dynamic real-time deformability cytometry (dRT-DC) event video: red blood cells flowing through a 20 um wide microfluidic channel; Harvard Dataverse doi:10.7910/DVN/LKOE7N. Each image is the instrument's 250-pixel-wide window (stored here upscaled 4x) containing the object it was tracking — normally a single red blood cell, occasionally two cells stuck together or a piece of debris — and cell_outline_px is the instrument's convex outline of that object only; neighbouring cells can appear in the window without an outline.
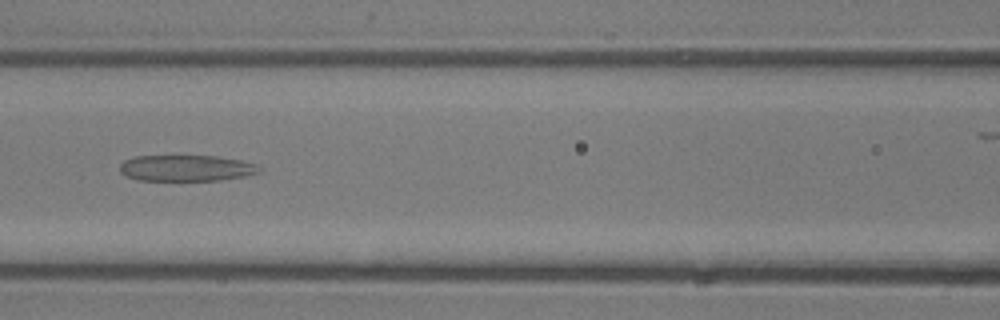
{"species": "common noctule bat (a hibernating species)", "species_latin": "Nyctalus noctula", "temperature_condition": "room temperature", "stored_images_in_passage": 38, "camera_frame_rate_fps": 3000, "um_per_image_px": 0.085, "animal": {"sex": "male", "body_mass_g": 13.3}, "frame": {"image": 1, "passage_image": 11, "time_ms": 3.333, "image_size_px": [1000, 320], "cell_outline_px": [[260, 172], [244, 176], [216, 180], [136, 180], [120, 172], [120, 164], [124, 160], [136, 156], [216, 156], [240, 160], [256, 164], [260, 168]], "centroid_in_image_um": [15.81, 14.28], "position_along_channel_um": 150.8, "area_um2": 21.04}}
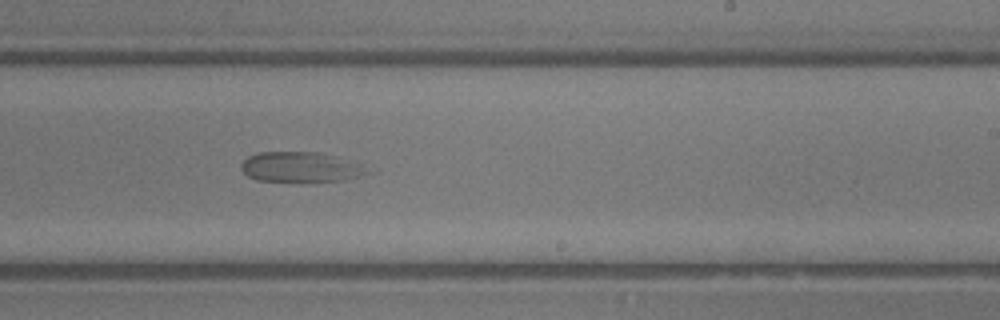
{"frame": {"image": 2, "passage_image": 19, "time_ms": 6.0, "image_size_px": [1000, 320], "cell_outline_px": [[372, 172], [344, 180], [308, 184], [256, 180], [248, 176], [240, 168], [240, 164], [248, 156], [260, 152], [316, 152], [332, 156]], "centroid_in_image_um": [25.41, 14.26], "position_along_channel_um": 263.6, "area_um2": 22.25}}
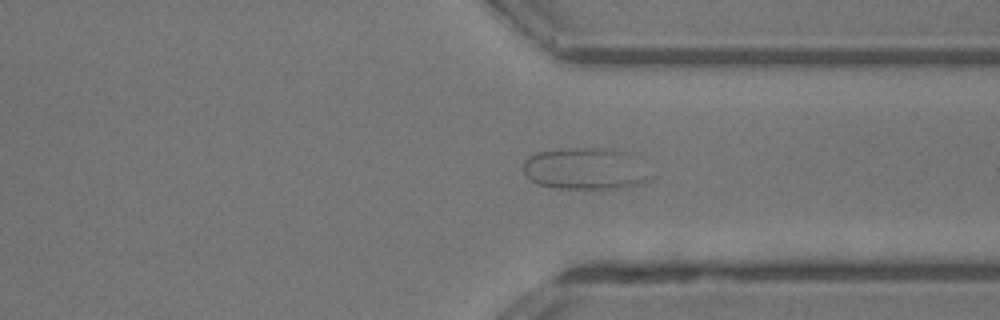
{"frame": {"image": 3, "passage_image": 26, "time_ms": 8.333, "image_size_px": [1000, 320], "cell_outline_px": [[652, 176], [648, 180], [624, 188], [560, 188], [536, 184], [524, 172], [524, 160], [528, 156], [536, 152], [568, 148], [612, 148]], "centroid_in_image_um": [49.59, 14.36], "position_along_channel_um": 361.8, "area_um2": 29.65}}